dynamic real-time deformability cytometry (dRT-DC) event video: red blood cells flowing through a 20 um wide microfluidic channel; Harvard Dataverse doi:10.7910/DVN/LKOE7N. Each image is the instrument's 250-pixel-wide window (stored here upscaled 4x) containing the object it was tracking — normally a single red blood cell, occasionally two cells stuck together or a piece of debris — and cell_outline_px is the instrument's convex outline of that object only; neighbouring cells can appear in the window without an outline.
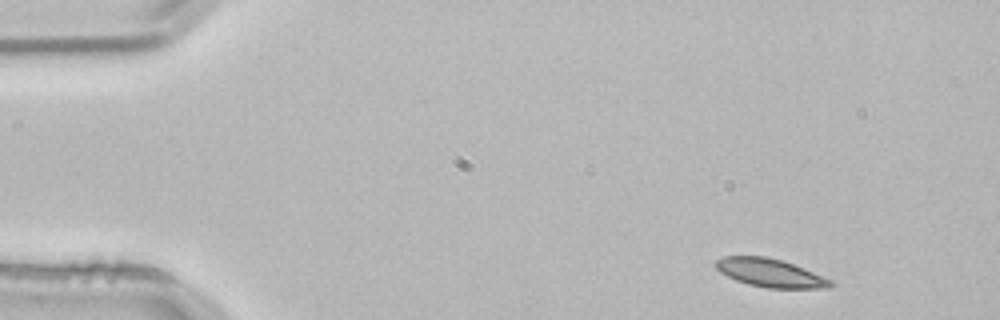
{"species": "common noctule bat (a hibernating species)", "species_latin": "Nyctalus noctula", "temperature_condition": "room temperature", "stored_images_in_passage": 3, "camera_frame_rate_fps": 3000, "um_per_image_px": 0.085, "animal": {"sex": "male", "body_mass_g": 21.5, "forearm_length_mm": 52.0}, "frame": {"image": 1, "passage_image": 1, "time_ms": 0.0, "image_size_px": [1000, 320], "cell_outline_px": [[836, 284], [832, 288], [768, 288], [748, 284], [736, 280], [720, 272], [716, 268], [716, 260], [724, 256], [764, 256], [780, 260], [804, 268], [832, 280]], "centroid_in_image_um": [65.5, 23.2], "position_along_channel_um": 19.5, "area_um2": 18.84}}
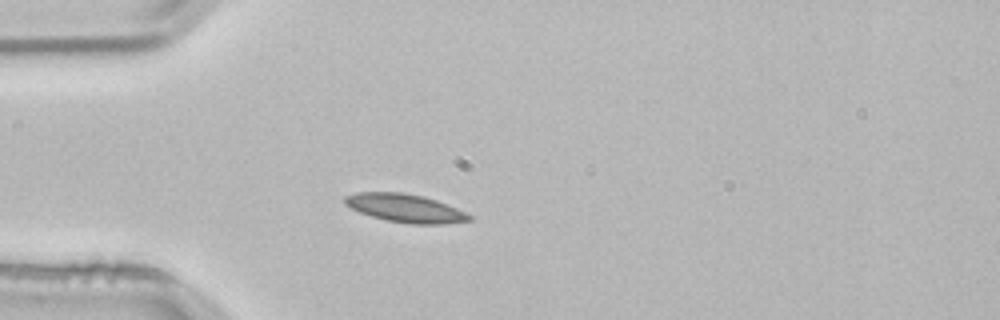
{"frame": {"image": 2, "passage_image": 3, "time_ms": 0.667, "image_size_px": [1000, 320], "cell_outline_px": [[472, 220], [444, 224], [412, 224], [388, 220], [372, 216], [360, 212], [344, 204], [344, 196], [356, 192], [400, 192], [424, 196], [436, 200], [456, 208], [472, 216]], "centroid_in_image_um": [34.43, 17.68], "position_along_channel_um": 50.6, "area_um2": 20.35}}